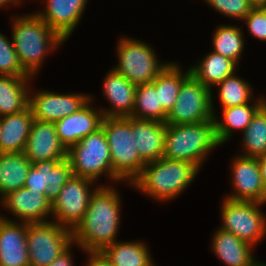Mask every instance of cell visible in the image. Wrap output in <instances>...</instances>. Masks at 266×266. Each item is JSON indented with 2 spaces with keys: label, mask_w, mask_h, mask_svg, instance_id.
Masks as SVG:
<instances>
[{
  "label": "cell",
  "mask_w": 266,
  "mask_h": 266,
  "mask_svg": "<svg viewBox=\"0 0 266 266\" xmlns=\"http://www.w3.org/2000/svg\"><path fill=\"white\" fill-rule=\"evenodd\" d=\"M120 195L112 186H100L91 195L84 218L72 230V242L83 251H102L113 244L120 223Z\"/></svg>",
  "instance_id": "1"
},
{
  "label": "cell",
  "mask_w": 266,
  "mask_h": 266,
  "mask_svg": "<svg viewBox=\"0 0 266 266\" xmlns=\"http://www.w3.org/2000/svg\"><path fill=\"white\" fill-rule=\"evenodd\" d=\"M12 43L23 69L32 77L38 73L48 50L64 40L36 12L13 18Z\"/></svg>",
  "instance_id": "2"
},
{
  "label": "cell",
  "mask_w": 266,
  "mask_h": 266,
  "mask_svg": "<svg viewBox=\"0 0 266 266\" xmlns=\"http://www.w3.org/2000/svg\"><path fill=\"white\" fill-rule=\"evenodd\" d=\"M199 170L193 163L162 157L146 163L131 185L158 201H168L180 195Z\"/></svg>",
  "instance_id": "3"
},
{
  "label": "cell",
  "mask_w": 266,
  "mask_h": 266,
  "mask_svg": "<svg viewBox=\"0 0 266 266\" xmlns=\"http://www.w3.org/2000/svg\"><path fill=\"white\" fill-rule=\"evenodd\" d=\"M163 157L195 164L199 169L207 154L221 145L214 120L196 124H167Z\"/></svg>",
  "instance_id": "4"
},
{
  "label": "cell",
  "mask_w": 266,
  "mask_h": 266,
  "mask_svg": "<svg viewBox=\"0 0 266 266\" xmlns=\"http://www.w3.org/2000/svg\"><path fill=\"white\" fill-rule=\"evenodd\" d=\"M101 127L110 148L113 175L131 185L146 165L134 146L132 117H104Z\"/></svg>",
  "instance_id": "5"
},
{
  "label": "cell",
  "mask_w": 266,
  "mask_h": 266,
  "mask_svg": "<svg viewBox=\"0 0 266 266\" xmlns=\"http://www.w3.org/2000/svg\"><path fill=\"white\" fill-rule=\"evenodd\" d=\"M67 159L73 176L97 181L105 173L112 181H119L113 175L110 148L102 127L71 146L67 150Z\"/></svg>",
  "instance_id": "6"
},
{
  "label": "cell",
  "mask_w": 266,
  "mask_h": 266,
  "mask_svg": "<svg viewBox=\"0 0 266 266\" xmlns=\"http://www.w3.org/2000/svg\"><path fill=\"white\" fill-rule=\"evenodd\" d=\"M116 51L119 64L113 69L136 86L152 83L169 64H159L154 50L142 40L123 37Z\"/></svg>",
  "instance_id": "7"
},
{
  "label": "cell",
  "mask_w": 266,
  "mask_h": 266,
  "mask_svg": "<svg viewBox=\"0 0 266 266\" xmlns=\"http://www.w3.org/2000/svg\"><path fill=\"white\" fill-rule=\"evenodd\" d=\"M212 90L190 75L181 85L174 106L167 114L166 124H196L214 118Z\"/></svg>",
  "instance_id": "8"
},
{
  "label": "cell",
  "mask_w": 266,
  "mask_h": 266,
  "mask_svg": "<svg viewBox=\"0 0 266 266\" xmlns=\"http://www.w3.org/2000/svg\"><path fill=\"white\" fill-rule=\"evenodd\" d=\"M72 243V230L55 220L28 223L26 244L30 266H48Z\"/></svg>",
  "instance_id": "9"
},
{
  "label": "cell",
  "mask_w": 266,
  "mask_h": 266,
  "mask_svg": "<svg viewBox=\"0 0 266 266\" xmlns=\"http://www.w3.org/2000/svg\"><path fill=\"white\" fill-rule=\"evenodd\" d=\"M260 205L263 203L225 198L221 208L223 224L219 228L254 247L266 233V217Z\"/></svg>",
  "instance_id": "10"
},
{
  "label": "cell",
  "mask_w": 266,
  "mask_h": 266,
  "mask_svg": "<svg viewBox=\"0 0 266 266\" xmlns=\"http://www.w3.org/2000/svg\"><path fill=\"white\" fill-rule=\"evenodd\" d=\"M92 183L87 178L72 176L62 187L58 197L52 202L51 216L56 223L73 230L84 218L92 193Z\"/></svg>",
  "instance_id": "11"
},
{
  "label": "cell",
  "mask_w": 266,
  "mask_h": 266,
  "mask_svg": "<svg viewBox=\"0 0 266 266\" xmlns=\"http://www.w3.org/2000/svg\"><path fill=\"white\" fill-rule=\"evenodd\" d=\"M72 176V167L67 158L39 161L29 169L24 188L45 194L52 203Z\"/></svg>",
  "instance_id": "12"
},
{
  "label": "cell",
  "mask_w": 266,
  "mask_h": 266,
  "mask_svg": "<svg viewBox=\"0 0 266 266\" xmlns=\"http://www.w3.org/2000/svg\"><path fill=\"white\" fill-rule=\"evenodd\" d=\"M92 97L84 94H57L49 91H38L29 94V107L33 117L43 122H56L76 113Z\"/></svg>",
  "instance_id": "13"
},
{
  "label": "cell",
  "mask_w": 266,
  "mask_h": 266,
  "mask_svg": "<svg viewBox=\"0 0 266 266\" xmlns=\"http://www.w3.org/2000/svg\"><path fill=\"white\" fill-rule=\"evenodd\" d=\"M231 166L235 192L227 195L226 198L234 201L266 203V190L262 182L258 159L238 155Z\"/></svg>",
  "instance_id": "14"
},
{
  "label": "cell",
  "mask_w": 266,
  "mask_h": 266,
  "mask_svg": "<svg viewBox=\"0 0 266 266\" xmlns=\"http://www.w3.org/2000/svg\"><path fill=\"white\" fill-rule=\"evenodd\" d=\"M23 153L32 163L64 160L67 150L61 144L53 122L34 119Z\"/></svg>",
  "instance_id": "15"
},
{
  "label": "cell",
  "mask_w": 266,
  "mask_h": 266,
  "mask_svg": "<svg viewBox=\"0 0 266 266\" xmlns=\"http://www.w3.org/2000/svg\"><path fill=\"white\" fill-rule=\"evenodd\" d=\"M91 100L76 113L54 122L59 140L66 150L101 128L104 116L101 110L97 112L91 107Z\"/></svg>",
  "instance_id": "16"
},
{
  "label": "cell",
  "mask_w": 266,
  "mask_h": 266,
  "mask_svg": "<svg viewBox=\"0 0 266 266\" xmlns=\"http://www.w3.org/2000/svg\"><path fill=\"white\" fill-rule=\"evenodd\" d=\"M1 203L21 222H47L45 217L52 214V203L45 194L24 187L6 194Z\"/></svg>",
  "instance_id": "17"
},
{
  "label": "cell",
  "mask_w": 266,
  "mask_h": 266,
  "mask_svg": "<svg viewBox=\"0 0 266 266\" xmlns=\"http://www.w3.org/2000/svg\"><path fill=\"white\" fill-rule=\"evenodd\" d=\"M0 216V266H30L27 248V222Z\"/></svg>",
  "instance_id": "18"
},
{
  "label": "cell",
  "mask_w": 266,
  "mask_h": 266,
  "mask_svg": "<svg viewBox=\"0 0 266 266\" xmlns=\"http://www.w3.org/2000/svg\"><path fill=\"white\" fill-rule=\"evenodd\" d=\"M87 0H47L46 10L36 14L66 41L76 28Z\"/></svg>",
  "instance_id": "19"
},
{
  "label": "cell",
  "mask_w": 266,
  "mask_h": 266,
  "mask_svg": "<svg viewBox=\"0 0 266 266\" xmlns=\"http://www.w3.org/2000/svg\"><path fill=\"white\" fill-rule=\"evenodd\" d=\"M136 85L113 68L103 80V92L113 108L102 109L104 117H131L134 107Z\"/></svg>",
  "instance_id": "20"
},
{
  "label": "cell",
  "mask_w": 266,
  "mask_h": 266,
  "mask_svg": "<svg viewBox=\"0 0 266 266\" xmlns=\"http://www.w3.org/2000/svg\"><path fill=\"white\" fill-rule=\"evenodd\" d=\"M166 128L167 124L165 122L132 117L134 146L146 163L163 157Z\"/></svg>",
  "instance_id": "21"
},
{
  "label": "cell",
  "mask_w": 266,
  "mask_h": 266,
  "mask_svg": "<svg viewBox=\"0 0 266 266\" xmlns=\"http://www.w3.org/2000/svg\"><path fill=\"white\" fill-rule=\"evenodd\" d=\"M33 121L29 106L22 112L0 117V153L23 152Z\"/></svg>",
  "instance_id": "22"
},
{
  "label": "cell",
  "mask_w": 266,
  "mask_h": 266,
  "mask_svg": "<svg viewBox=\"0 0 266 266\" xmlns=\"http://www.w3.org/2000/svg\"><path fill=\"white\" fill-rule=\"evenodd\" d=\"M212 239V250L226 266H252L253 246L242 241L233 233L218 228ZM252 249V250H251Z\"/></svg>",
  "instance_id": "23"
},
{
  "label": "cell",
  "mask_w": 266,
  "mask_h": 266,
  "mask_svg": "<svg viewBox=\"0 0 266 266\" xmlns=\"http://www.w3.org/2000/svg\"><path fill=\"white\" fill-rule=\"evenodd\" d=\"M30 78L0 75V117L22 112L28 107Z\"/></svg>",
  "instance_id": "24"
},
{
  "label": "cell",
  "mask_w": 266,
  "mask_h": 266,
  "mask_svg": "<svg viewBox=\"0 0 266 266\" xmlns=\"http://www.w3.org/2000/svg\"><path fill=\"white\" fill-rule=\"evenodd\" d=\"M32 163L23 152L0 153V196L24 187Z\"/></svg>",
  "instance_id": "25"
},
{
  "label": "cell",
  "mask_w": 266,
  "mask_h": 266,
  "mask_svg": "<svg viewBox=\"0 0 266 266\" xmlns=\"http://www.w3.org/2000/svg\"><path fill=\"white\" fill-rule=\"evenodd\" d=\"M266 102L263 98H259L254 104H244L222 109L223 122L218 120V116L214 114V122L217 139L220 144L225 143L232 136L233 131L241 130L242 132L250 124L256 111ZM217 117V118H216Z\"/></svg>",
  "instance_id": "26"
},
{
  "label": "cell",
  "mask_w": 266,
  "mask_h": 266,
  "mask_svg": "<svg viewBox=\"0 0 266 266\" xmlns=\"http://www.w3.org/2000/svg\"><path fill=\"white\" fill-rule=\"evenodd\" d=\"M237 66L233 60L212 51L198 65L191 66L189 70L196 80L211 90V86L219 84L234 74Z\"/></svg>",
  "instance_id": "27"
},
{
  "label": "cell",
  "mask_w": 266,
  "mask_h": 266,
  "mask_svg": "<svg viewBox=\"0 0 266 266\" xmlns=\"http://www.w3.org/2000/svg\"><path fill=\"white\" fill-rule=\"evenodd\" d=\"M101 252L112 266H155L147 245L141 241H116Z\"/></svg>",
  "instance_id": "28"
},
{
  "label": "cell",
  "mask_w": 266,
  "mask_h": 266,
  "mask_svg": "<svg viewBox=\"0 0 266 266\" xmlns=\"http://www.w3.org/2000/svg\"><path fill=\"white\" fill-rule=\"evenodd\" d=\"M179 67L176 63H169L152 81L159 103L167 114L177 101L182 83L191 75L189 69L183 74Z\"/></svg>",
  "instance_id": "29"
},
{
  "label": "cell",
  "mask_w": 266,
  "mask_h": 266,
  "mask_svg": "<svg viewBox=\"0 0 266 266\" xmlns=\"http://www.w3.org/2000/svg\"><path fill=\"white\" fill-rule=\"evenodd\" d=\"M131 117L166 122L167 113L162 109L159 103L158 92H156L153 83H146L136 87Z\"/></svg>",
  "instance_id": "30"
},
{
  "label": "cell",
  "mask_w": 266,
  "mask_h": 266,
  "mask_svg": "<svg viewBox=\"0 0 266 266\" xmlns=\"http://www.w3.org/2000/svg\"><path fill=\"white\" fill-rule=\"evenodd\" d=\"M242 138V156L258 158L266 152V102L256 111Z\"/></svg>",
  "instance_id": "31"
},
{
  "label": "cell",
  "mask_w": 266,
  "mask_h": 266,
  "mask_svg": "<svg viewBox=\"0 0 266 266\" xmlns=\"http://www.w3.org/2000/svg\"><path fill=\"white\" fill-rule=\"evenodd\" d=\"M240 27L221 25L216 28L213 37V51L239 64L244 49V37Z\"/></svg>",
  "instance_id": "32"
},
{
  "label": "cell",
  "mask_w": 266,
  "mask_h": 266,
  "mask_svg": "<svg viewBox=\"0 0 266 266\" xmlns=\"http://www.w3.org/2000/svg\"><path fill=\"white\" fill-rule=\"evenodd\" d=\"M222 108L240 106L251 102L252 87L248 82L234 74L216 85ZM250 100V101H249Z\"/></svg>",
  "instance_id": "33"
},
{
  "label": "cell",
  "mask_w": 266,
  "mask_h": 266,
  "mask_svg": "<svg viewBox=\"0 0 266 266\" xmlns=\"http://www.w3.org/2000/svg\"><path fill=\"white\" fill-rule=\"evenodd\" d=\"M0 75L31 77L19 62L14 45L0 32Z\"/></svg>",
  "instance_id": "34"
},
{
  "label": "cell",
  "mask_w": 266,
  "mask_h": 266,
  "mask_svg": "<svg viewBox=\"0 0 266 266\" xmlns=\"http://www.w3.org/2000/svg\"><path fill=\"white\" fill-rule=\"evenodd\" d=\"M214 8V10L219 11V13L235 18L238 20H243L247 14H249L254 8L251 6L249 0H204Z\"/></svg>",
  "instance_id": "35"
},
{
  "label": "cell",
  "mask_w": 266,
  "mask_h": 266,
  "mask_svg": "<svg viewBox=\"0 0 266 266\" xmlns=\"http://www.w3.org/2000/svg\"><path fill=\"white\" fill-rule=\"evenodd\" d=\"M243 20L247 24L250 35L266 41V16L259 8H254Z\"/></svg>",
  "instance_id": "36"
},
{
  "label": "cell",
  "mask_w": 266,
  "mask_h": 266,
  "mask_svg": "<svg viewBox=\"0 0 266 266\" xmlns=\"http://www.w3.org/2000/svg\"><path fill=\"white\" fill-rule=\"evenodd\" d=\"M89 260L86 266H112L101 251H88Z\"/></svg>",
  "instance_id": "37"
},
{
  "label": "cell",
  "mask_w": 266,
  "mask_h": 266,
  "mask_svg": "<svg viewBox=\"0 0 266 266\" xmlns=\"http://www.w3.org/2000/svg\"><path fill=\"white\" fill-rule=\"evenodd\" d=\"M71 244L66 250H64L55 260H53L48 266H74L71 258L70 248Z\"/></svg>",
  "instance_id": "38"
},
{
  "label": "cell",
  "mask_w": 266,
  "mask_h": 266,
  "mask_svg": "<svg viewBox=\"0 0 266 266\" xmlns=\"http://www.w3.org/2000/svg\"><path fill=\"white\" fill-rule=\"evenodd\" d=\"M259 163L260 174L262 177V182L266 190V152L257 158Z\"/></svg>",
  "instance_id": "39"
},
{
  "label": "cell",
  "mask_w": 266,
  "mask_h": 266,
  "mask_svg": "<svg viewBox=\"0 0 266 266\" xmlns=\"http://www.w3.org/2000/svg\"><path fill=\"white\" fill-rule=\"evenodd\" d=\"M253 8H261L266 6V0H249Z\"/></svg>",
  "instance_id": "40"
},
{
  "label": "cell",
  "mask_w": 266,
  "mask_h": 266,
  "mask_svg": "<svg viewBox=\"0 0 266 266\" xmlns=\"http://www.w3.org/2000/svg\"><path fill=\"white\" fill-rule=\"evenodd\" d=\"M16 4L17 2L15 0H0V8H2V6L8 5V4Z\"/></svg>",
  "instance_id": "41"
},
{
  "label": "cell",
  "mask_w": 266,
  "mask_h": 266,
  "mask_svg": "<svg viewBox=\"0 0 266 266\" xmlns=\"http://www.w3.org/2000/svg\"><path fill=\"white\" fill-rule=\"evenodd\" d=\"M252 266H266V264L265 263H262V262L260 263L259 261H257L255 259V261L253 262Z\"/></svg>",
  "instance_id": "42"
},
{
  "label": "cell",
  "mask_w": 266,
  "mask_h": 266,
  "mask_svg": "<svg viewBox=\"0 0 266 266\" xmlns=\"http://www.w3.org/2000/svg\"><path fill=\"white\" fill-rule=\"evenodd\" d=\"M266 16V6L259 8Z\"/></svg>",
  "instance_id": "43"
},
{
  "label": "cell",
  "mask_w": 266,
  "mask_h": 266,
  "mask_svg": "<svg viewBox=\"0 0 266 266\" xmlns=\"http://www.w3.org/2000/svg\"><path fill=\"white\" fill-rule=\"evenodd\" d=\"M16 2H17V4H21V1H23V0H15Z\"/></svg>",
  "instance_id": "44"
}]
</instances>
